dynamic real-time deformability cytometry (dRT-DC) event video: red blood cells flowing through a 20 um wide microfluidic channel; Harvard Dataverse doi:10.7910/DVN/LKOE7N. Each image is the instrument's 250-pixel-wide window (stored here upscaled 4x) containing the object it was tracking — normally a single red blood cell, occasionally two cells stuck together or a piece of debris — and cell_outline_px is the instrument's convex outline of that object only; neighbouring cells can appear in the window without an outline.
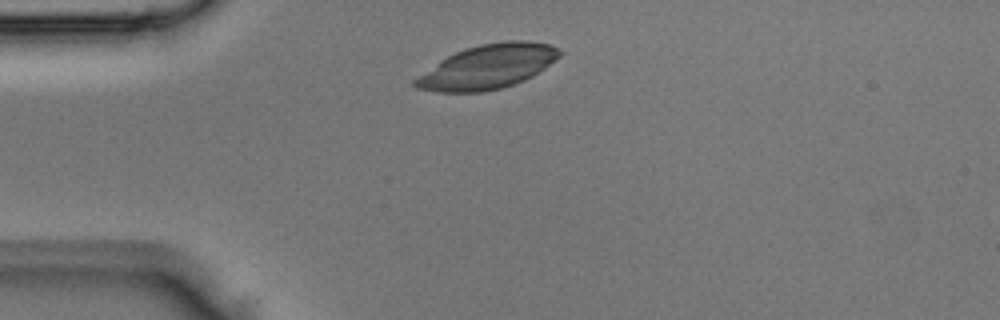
{"species": "Egyptian fruit bat (a non-hibernating species)", "species_latin": "Rousettus aegyptiacus", "temperature_condition": "room temperature", "stored_images_in_passage": 1, "camera_frame_rate_fps": 3000, "um_per_image_px": 0.085, "animal": {"sex": "male"}, "frame": {"image": 1, "passage_image": 1, "time_ms": 0.0, "image_size_px": [1000, 320], "cell_outline_px": [[564, 52], [560, 56], [544, 68], [532, 76], [524, 80], [500, 88], [480, 92], [436, 92], [416, 88], [412, 84], [412, 80], [440, 60], [456, 52], [480, 44], [504, 40], [528, 40], [548, 44], [560, 48]], "centroid_in_image_um": [41.45, 5.66], "position_along_channel_um": 43.5, "area_um2": 37.11}}